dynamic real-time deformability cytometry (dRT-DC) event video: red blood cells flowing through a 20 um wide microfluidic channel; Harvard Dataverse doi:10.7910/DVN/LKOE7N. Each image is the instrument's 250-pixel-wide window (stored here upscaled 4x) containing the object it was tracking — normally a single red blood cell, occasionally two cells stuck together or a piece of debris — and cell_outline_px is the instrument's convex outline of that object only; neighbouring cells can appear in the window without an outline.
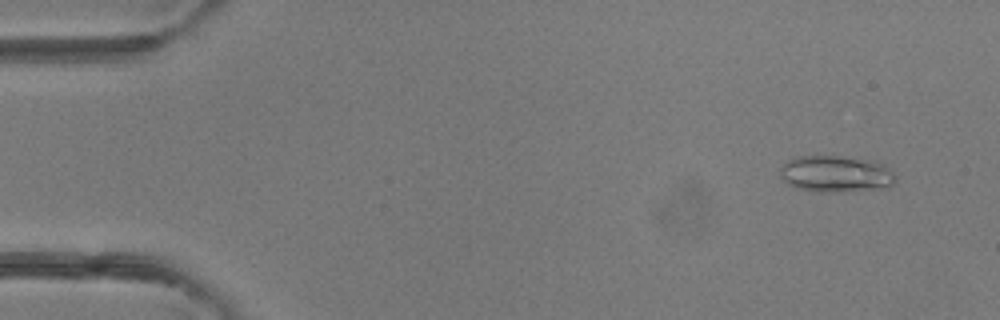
{"species": "common noctule bat (a hibernating species)", "species_latin": "Nyctalus noctula", "temperature_condition": "room temperature", "stored_images_in_passage": 45, "camera_frame_rate_fps": 3000, "um_per_image_px": 0.085, "animal": {"sex": "female"}, "frame": {"image": 1, "passage_image": 1, "time_ms": 0.0, "image_size_px": [1000, 320], "cell_outline_px": [[896, 180], [888, 188], [828, 192], [812, 192], [796, 188], [788, 184], [780, 176], [780, 168], [788, 160], [796, 156], [836, 156], [864, 160], [884, 164], [896, 176]], "centroid_in_image_um": [71.02, 14.8], "position_along_channel_um": 14.0, "area_um2": 24.51}}
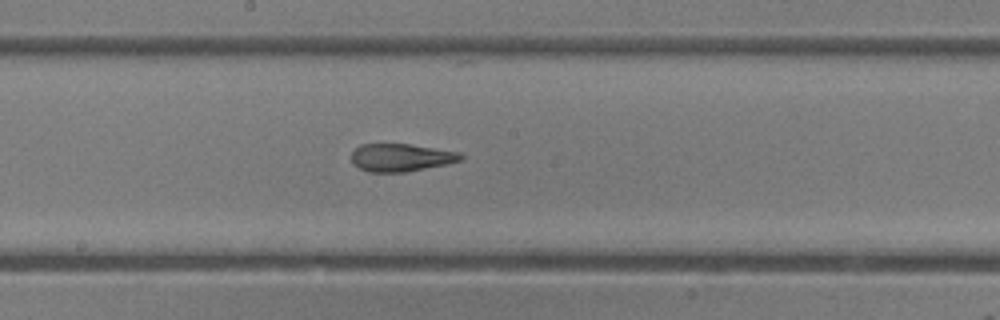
{"frame": {"image": 2, "passage_image": 23, "time_ms": 7.333, "image_size_px": [1000, 320], "cell_outline_px": [[464, 160], [448, 164], [404, 172], [368, 172], [352, 164], [352, 152], [360, 144], [408, 144], [460, 152], [464, 156]], "centroid_in_image_um": [34.1, 13.39], "position_along_channel_um": 214.1, "area_um2": 17.74}}
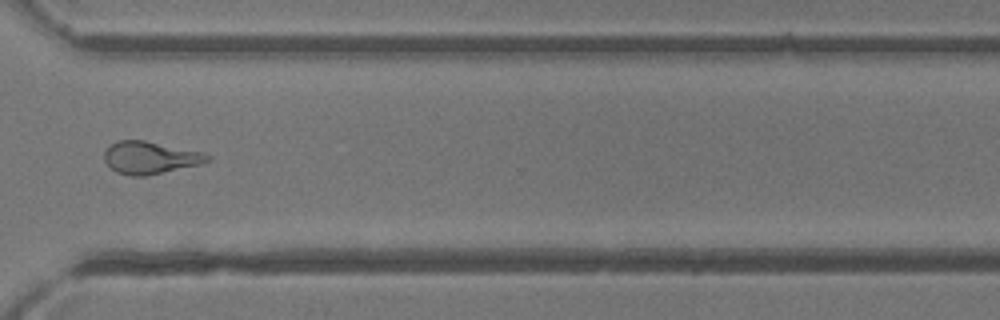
{"frame": {"image": 3, "passage_image": 33, "time_ms": 10.667, "image_size_px": [1000, 320], "cell_outline_px": [[212, 160], [200, 164], [148, 176], [132, 176], [116, 172], [104, 160], [104, 152], [116, 140], [144, 140], [204, 152], [212, 156]], "centroid_in_image_um": [12.8, 13.4], "position_along_channel_um": 357.8, "area_um2": 19.59}, "authors_computed_cell_mechanics": {"area_um2": 19.4786, "velocity_mm_per_s": 4.3188, "shape_relaxation_time_tau1_ms": 5.3969, "shape_relaxation_time_tau2_ms": 1.9176, "deformation_change_tau1": 0.1965, "deformation_change_tau2": 0.1153}}